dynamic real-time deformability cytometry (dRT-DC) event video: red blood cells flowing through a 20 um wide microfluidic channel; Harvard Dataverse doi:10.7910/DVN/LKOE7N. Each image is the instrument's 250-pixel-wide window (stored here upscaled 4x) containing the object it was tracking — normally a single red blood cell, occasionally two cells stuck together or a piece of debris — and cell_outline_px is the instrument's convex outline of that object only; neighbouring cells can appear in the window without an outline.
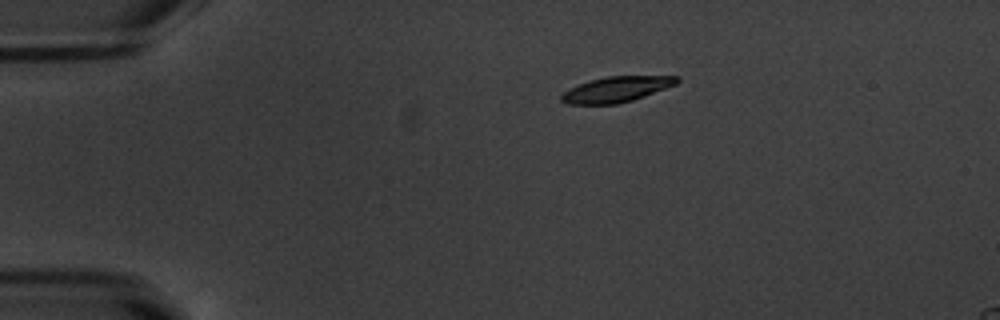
{"species": "common noctule bat (a hibernating species)", "species_latin": "Nyctalus noctula", "temperature_condition": "warm", "stored_images_in_passage": 44, "camera_frame_rate_fps": 3000, "um_per_image_px": 0.085, "animal": {"sex": "male", "body_mass_g": 20.1, "forearm_length_mm": 53.5}, "frame": {"image": 1, "passage_image": 1, "time_ms": 0.0, "image_size_px": [1000, 320], "cell_outline_px": [[680, 80], [676, 84], [644, 96], [632, 100], [616, 104], [568, 104], [560, 100], [560, 96], [568, 88], [588, 80], [608, 76], [680, 76]], "centroid_in_image_um": [52.36, 7.59], "position_along_channel_um": 32.6, "area_um2": 17.17}}
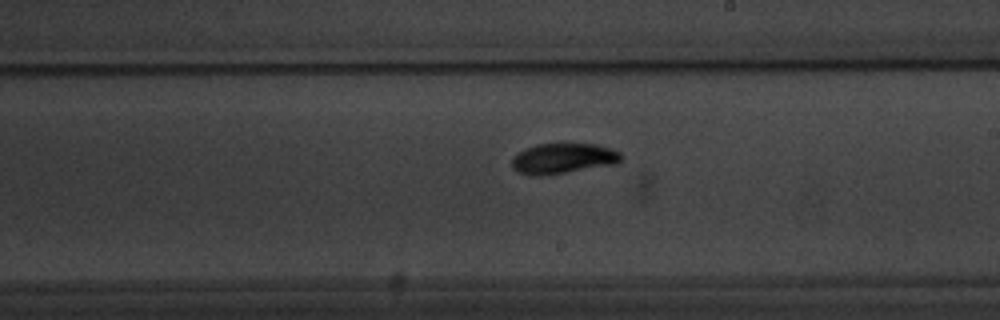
{"frame": {"image": 2, "passage_image": 22, "time_ms": 7.0, "image_size_px": [1000, 320], "cell_outline_px": [[624, 156], [616, 164], [540, 176], [528, 176], [512, 168], [512, 156], [524, 148], [536, 144], [596, 144], [612, 148], [620, 152]], "centroid_in_image_um": [47.85, 13.46], "position_along_channel_um": 241.2, "area_um2": 19.48}}
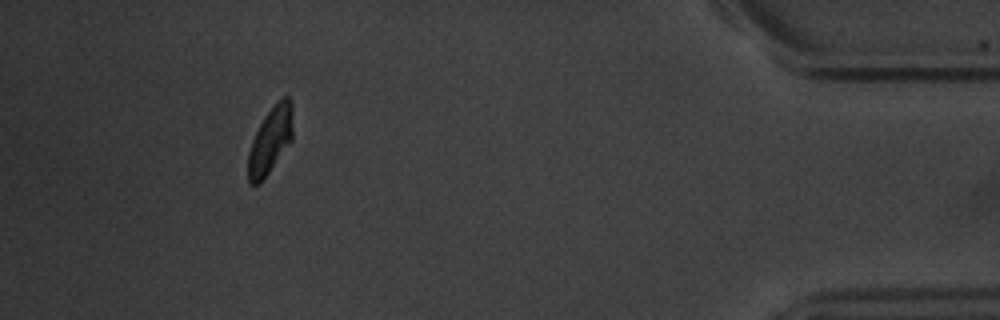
{"frame": {"image": 3, "passage_image": 40, "time_ms": 13.0, "image_size_px": [1000, 320], "cell_outline_px": [[292, 140], [268, 172], [256, 184], [248, 184], [248, 152], [252, 140], [264, 116], [284, 96], [288, 96], [292, 100]], "centroid_in_image_um": [22.98, 11.9], "position_along_channel_um": 412.2, "area_um2": 16.88}, "authors_computed_cell_mechanics": {"area_um2": 18.4382, "velocity_mm_per_s": 3.7623, "shape_relaxation_time_tau1_ms": 2.2425, "shape_relaxation_time_tau2_ms": 4.1333, "deformation_change_tau1": 0.1454, "deformation_change_tau2": 0.0486}}